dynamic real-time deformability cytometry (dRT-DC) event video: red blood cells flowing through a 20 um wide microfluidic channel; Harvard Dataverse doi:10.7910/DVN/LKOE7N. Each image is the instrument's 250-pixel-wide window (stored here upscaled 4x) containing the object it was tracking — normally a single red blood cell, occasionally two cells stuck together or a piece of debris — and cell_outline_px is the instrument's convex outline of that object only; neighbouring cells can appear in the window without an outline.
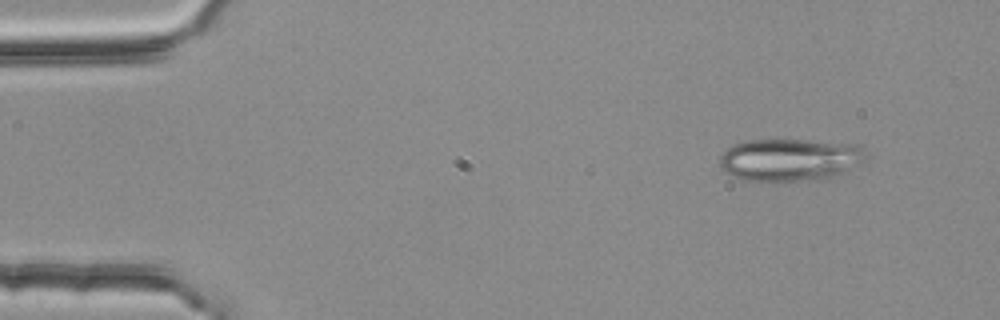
{"species": "common noctule bat (a hibernating species)", "species_latin": "Nyctalus noctula", "temperature_condition": "room temperature", "stored_images_in_passage": 2, "camera_frame_rate_fps": 3000, "um_per_image_px": 0.085, "animal": {"sex": "female", "body_mass_g": 25.1}, "frame": {"image": 1, "passage_image": 1, "time_ms": 0.0, "image_size_px": [1000, 320], "cell_outline_px": [[868, 156], [844, 172], [832, 176], [816, 180], [744, 180], [732, 176], [724, 172], [720, 164], [720, 156], [728, 148], [744, 140], [804, 140], [856, 144]], "centroid_in_image_um": [67.09, 13.57], "position_along_channel_um": 17.9, "area_um2": 35.6}}